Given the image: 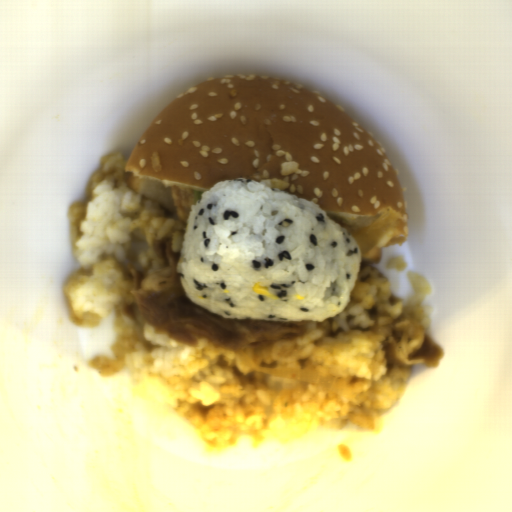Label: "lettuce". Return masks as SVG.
I'll return each mask as SVG.
<instances>
[{
    "mask_svg": "<svg viewBox=\"0 0 512 512\" xmlns=\"http://www.w3.org/2000/svg\"><path fill=\"white\" fill-rule=\"evenodd\" d=\"M195 191V197L193 199L194 201V204L199 200V198L206 192V191H199V190H194Z\"/></svg>",
    "mask_w": 512,
    "mask_h": 512,
    "instance_id": "1",
    "label": "lettuce"
}]
</instances>
